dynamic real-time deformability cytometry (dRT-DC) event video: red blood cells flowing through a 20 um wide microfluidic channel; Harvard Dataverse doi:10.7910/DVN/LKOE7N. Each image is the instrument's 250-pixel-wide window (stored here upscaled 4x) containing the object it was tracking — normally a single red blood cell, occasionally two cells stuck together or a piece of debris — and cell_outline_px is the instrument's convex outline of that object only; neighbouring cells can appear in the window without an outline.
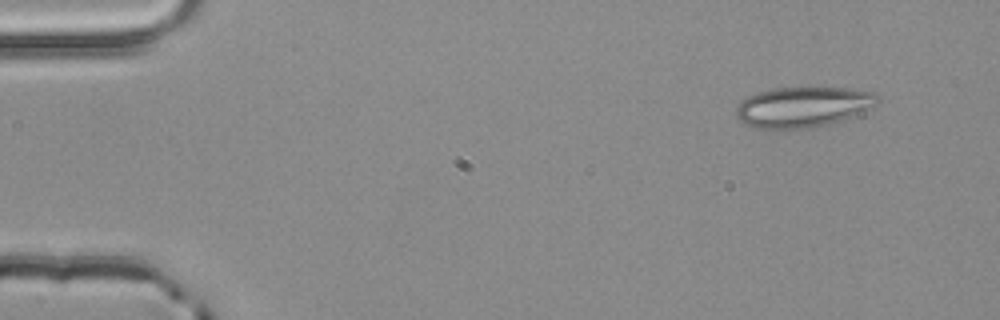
{"species": "common noctule bat (a hibernating species)", "species_latin": "Nyctalus noctula", "temperature_condition": "room temperature", "stored_images_in_passage": 2, "camera_frame_rate_fps": 3000, "um_per_image_px": 0.085, "animal": {"sex": "male", "body_mass_g": 20.4}, "frame": {"image": 1, "passage_image": 1, "time_ms": 0.0, "image_size_px": [1000, 320], "cell_outline_px": [[880, 100], [872, 108], [856, 116], [828, 124], [812, 128], [756, 128], [744, 124], [736, 116], [736, 108], [740, 100], [756, 92], [776, 88], [852, 88], [876, 92], [880, 96]], "centroid_in_image_um": [68.3, 9.08], "position_along_channel_um": 16.7, "area_um2": 33.7}}